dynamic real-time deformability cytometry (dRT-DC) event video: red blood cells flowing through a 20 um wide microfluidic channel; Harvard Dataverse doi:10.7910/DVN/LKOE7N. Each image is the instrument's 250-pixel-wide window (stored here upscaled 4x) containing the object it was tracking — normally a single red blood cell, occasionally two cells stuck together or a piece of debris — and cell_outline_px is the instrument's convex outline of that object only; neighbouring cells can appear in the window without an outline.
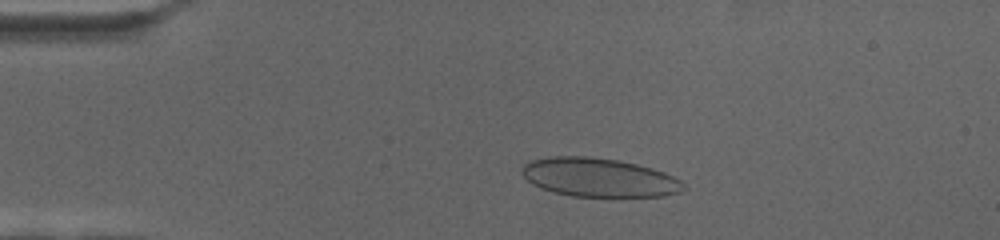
{"species": "human", "species_latin": "Homo sapiens", "temperature_condition": "cold", "stored_images_in_passage": 67, "camera_frame_rate_fps": 3000, "um_per_image_px": 0.085, "donor": {"sex": "female"}, "frame": {"image": 1, "passage_image": 13, "time_ms": 4.0, "image_size_px": [1000, 240], "cell_outline_px": [[688, 188], [680, 192], [664, 196], [572, 196], [540, 188], [532, 184], [520, 172], [520, 168], [528, 160], [548, 156], [588, 156], [616, 160], [636, 164], [652, 168], [664, 172], [680, 180]], "centroid_in_image_um": [50.88, 15.07], "position_along_channel_um": 34.1, "area_um2": 36.59}}
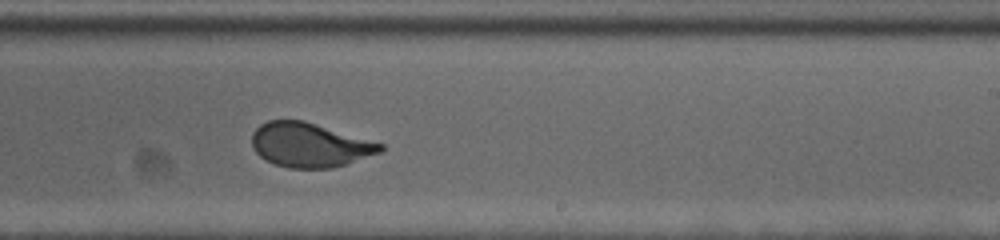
{"frame": {"image": 2, "passage_image": 41, "time_ms": 13.333, "image_size_px": [1000, 240], "cell_outline_px": [[384, 148], [380, 152], [332, 168], [288, 168], [264, 160], [256, 152], [252, 144], [252, 132], [260, 124], [268, 120], [304, 120], [384, 144]], "centroid_in_image_um": [26.29, 12.31], "position_along_channel_um": 262.7, "area_um2": 33.0}}
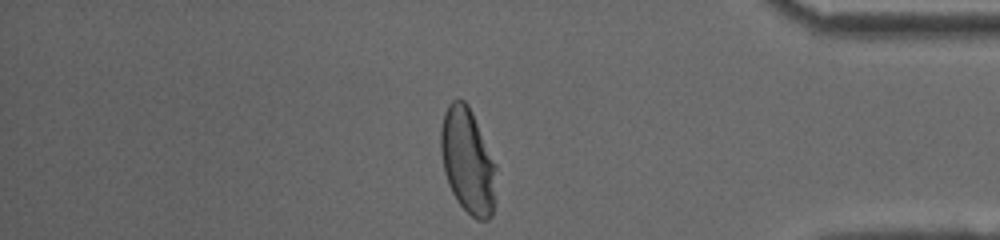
{"frame": {"image": 3, "passage_image": 57, "time_ms": 18.667, "image_size_px": [1000, 240], "cell_outline_px": [[496, 168], [492, 216], [488, 220], [476, 220], [456, 200], [448, 184], [444, 172], [440, 148], [440, 128], [444, 112], [448, 104], [452, 100], [464, 100], [468, 104], [472, 112], [496, 164]], "centroid_in_image_um": [39.73, 13.66], "position_along_channel_um": 395.5, "area_um2": 33.93}}